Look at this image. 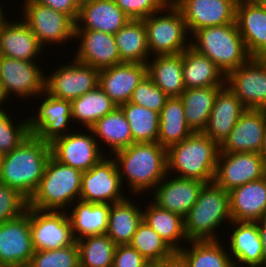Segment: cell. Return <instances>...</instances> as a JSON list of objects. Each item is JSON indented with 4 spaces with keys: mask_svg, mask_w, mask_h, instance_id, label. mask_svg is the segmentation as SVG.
I'll use <instances>...</instances> for the list:
<instances>
[{
    "mask_svg": "<svg viewBox=\"0 0 266 267\" xmlns=\"http://www.w3.org/2000/svg\"><path fill=\"white\" fill-rule=\"evenodd\" d=\"M259 155L262 159L264 166L266 167V127H265V132H264V137H263V144L259 152Z\"/></svg>",
    "mask_w": 266,
    "mask_h": 267,
    "instance_id": "cell-52",
    "label": "cell"
},
{
    "mask_svg": "<svg viewBox=\"0 0 266 267\" xmlns=\"http://www.w3.org/2000/svg\"><path fill=\"white\" fill-rule=\"evenodd\" d=\"M35 115L28 117L29 133L46 143L70 133L72 122L71 101L59 99L44 91ZM71 121V122H70Z\"/></svg>",
    "mask_w": 266,
    "mask_h": 267,
    "instance_id": "cell-14",
    "label": "cell"
},
{
    "mask_svg": "<svg viewBox=\"0 0 266 267\" xmlns=\"http://www.w3.org/2000/svg\"><path fill=\"white\" fill-rule=\"evenodd\" d=\"M5 102H7V99L5 98V95L3 94V91H2V88H1V85H0V111L8 110L6 107L4 108L2 106V105L5 104Z\"/></svg>",
    "mask_w": 266,
    "mask_h": 267,
    "instance_id": "cell-54",
    "label": "cell"
},
{
    "mask_svg": "<svg viewBox=\"0 0 266 267\" xmlns=\"http://www.w3.org/2000/svg\"><path fill=\"white\" fill-rule=\"evenodd\" d=\"M75 1L77 2V5H78L79 7H81V6L85 5V4H88V3L93 2V1H95V0H75Z\"/></svg>",
    "mask_w": 266,
    "mask_h": 267,
    "instance_id": "cell-55",
    "label": "cell"
},
{
    "mask_svg": "<svg viewBox=\"0 0 266 267\" xmlns=\"http://www.w3.org/2000/svg\"><path fill=\"white\" fill-rule=\"evenodd\" d=\"M33 254L27 207L21 216L0 223V267H27Z\"/></svg>",
    "mask_w": 266,
    "mask_h": 267,
    "instance_id": "cell-16",
    "label": "cell"
},
{
    "mask_svg": "<svg viewBox=\"0 0 266 267\" xmlns=\"http://www.w3.org/2000/svg\"><path fill=\"white\" fill-rule=\"evenodd\" d=\"M4 20L0 23V56L25 61H36L43 47L31 28L22 20Z\"/></svg>",
    "mask_w": 266,
    "mask_h": 267,
    "instance_id": "cell-23",
    "label": "cell"
},
{
    "mask_svg": "<svg viewBox=\"0 0 266 267\" xmlns=\"http://www.w3.org/2000/svg\"><path fill=\"white\" fill-rule=\"evenodd\" d=\"M245 110L246 108L240 99L225 85L218 92L207 125L202 133L220 146Z\"/></svg>",
    "mask_w": 266,
    "mask_h": 267,
    "instance_id": "cell-26",
    "label": "cell"
},
{
    "mask_svg": "<svg viewBox=\"0 0 266 267\" xmlns=\"http://www.w3.org/2000/svg\"><path fill=\"white\" fill-rule=\"evenodd\" d=\"M218 240L189 241L178 252L188 267H235L227 246Z\"/></svg>",
    "mask_w": 266,
    "mask_h": 267,
    "instance_id": "cell-39",
    "label": "cell"
},
{
    "mask_svg": "<svg viewBox=\"0 0 266 267\" xmlns=\"http://www.w3.org/2000/svg\"><path fill=\"white\" fill-rule=\"evenodd\" d=\"M117 105L99 87L71 101L73 125L90 129L100 118L113 111ZM80 123V124H79Z\"/></svg>",
    "mask_w": 266,
    "mask_h": 267,
    "instance_id": "cell-38",
    "label": "cell"
},
{
    "mask_svg": "<svg viewBox=\"0 0 266 267\" xmlns=\"http://www.w3.org/2000/svg\"><path fill=\"white\" fill-rule=\"evenodd\" d=\"M27 207L28 200L23 195L0 182V223L21 216Z\"/></svg>",
    "mask_w": 266,
    "mask_h": 267,
    "instance_id": "cell-46",
    "label": "cell"
},
{
    "mask_svg": "<svg viewBox=\"0 0 266 267\" xmlns=\"http://www.w3.org/2000/svg\"><path fill=\"white\" fill-rule=\"evenodd\" d=\"M50 157V144L30 134L17 148L4 154L0 182L29 200L39 186Z\"/></svg>",
    "mask_w": 266,
    "mask_h": 267,
    "instance_id": "cell-2",
    "label": "cell"
},
{
    "mask_svg": "<svg viewBox=\"0 0 266 267\" xmlns=\"http://www.w3.org/2000/svg\"><path fill=\"white\" fill-rule=\"evenodd\" d=\"M99 71L73 58L46 75L45 91L53 97L72 101L98 86Z\"/></svg>",
    "mask_w": 266,
    "mask_h": 267,
    "instance_id": "cell-11",
    "label": "cell"
},
{
    "mask_svg": "<svg viewBox=\"0 0 266 267\" xmlns=\"http://www.w3.org/2000/svg\"><path fill=\"white\" fill-rule=\"evenodd\" d=\"M3 157H4V154L0 152V176H1V171H2Z\"/></svg>",
    "mask_w": 266,
    "mask_h": 267,
    "instance_id": "cell-59",
    "label": "cell"
},
{
    "mask_svg": "<svg viewBox=\"0 0 266 267\" xmlns=\"http://www.w3.org/2000/svg\"><path fill=\"white\" fill-rule=\"evenodd\" d=\"M219 151L220 146L215 141L202 132H193L182 142L167 148V173L176 172L175 177L213 182Z\"/></svg>",
    "mask_w": 266,
    "mask_h": 267,
    "instance_id": "cell-3",
    "label": "cell"
},
{
    "mask_svg": "<svg viewBox=\"0 0 266 267\" xmlns=\"http://www.w3.org/2000/svg\"><path fill=\"white\" fill-rule=\"evenodd\" d=\"M37 4L49 6L55 11L62 12L68 15L74 22H76L80 7L75 0H30Z\"/></svg>",
    "mask_w": 266,
    "mask_h": 267,
    "instance_id": "cell-49",
    "label": "cell"
},
{
    "mask_svg": "<svg viewBox=\"0 0 266 267\" xmlns=\"http://www.w3.org/2000/svg\"><path fill=\"white\" fill-rule=\"evenodd\" d=\"M73 131L50 143L51 156L64 165L85 172L98 164L107 152L103 153L91 129H83L82 133L80 128L79 132Z\"/></svg>",
    "mask_w": 266,
    "mask_h": 267,
    "instance_id": "cell-12",
    "label": "cell"
},
{
    "mask_svg": "<svg viewBox=\"0 0 266 267\" xmlns=\"http://www.w3.org/2000/svg\"><path fill=\"white\" fill-rule=\"evenodd\" d=\"M169 176L167 173L153 189L152 202L158 207L177 213L184 218L197 201L205 182Z\"/></svg>",
    "mask_w": 266,
    "mask_h": 267,
    "instance_id": "cell-20",
    "label": "cell"
},
{
    "mask_svg": "<svg viewBox=\"0 0 266 267\" xmlns=\"http://www.w3.org/2000/svg\"><path fill=\"white\" fill-rule=\"evenodd\" d=\"M228 193L232 221L256 222L266 218V175Z\"/></svg>",
    "mask_w": 266,
    "mask_h": 267,
    "instance_id": "cell-27",
    "label": "cell"
},
{
    "mask_svg": "<svg viewBox=\"0 0 266 267\" xmlns=\"http://www.w3.org/2000/svg\"><path fill=\"white\" fill-rule=\"evenodd\" d=\"M27 267H80L78 245L34 251Z\"/></svg>",
    "mask_w": 266,
    "mask_h": 267,
    "instance_id": "cell-43",
    "label": "cell"
},
{
    "mask_svg": "<svg viewBox=\"0 0 266 267\" xmlns=\"http://www.w3.org/2000/svg\"><path fill=\"white\" fill-rule=\"evenodd\" d=\"M38 61H25L0 56V85L8 100L16 95L22 100L38 97L45 91V73ZM38 65V66H37ZM33 96V97H32ZM29 97V98H28Z\"/></svg>",
    "mask_w": 266,
    "mask_h": 267,
    "instance_id": "cell-9",
    "label": "cell"
},
{
    "mask_svg": "<svg viewBox=\"0 0 266 267\" xmlns=\"http://www.w3.org/2000/svg\"><path fill=\"white\" fill-rule=\"evenodd\" d=\"M236 24L251 57L266 58V8L238 0Z\"/></svg>",
    "mask_w": 266,
    "mask_h": 267,
    "instance_id": "cell-24",
    "label": "cell"
},
{
    "mask_svg": "<svg viewBox=\"0 0 266 267\" xmlns=\"http://www.w3.org/2000/svg\"><path fill=\"white\" fill-rule=\"evenodd\" d=\"M129 20L114 0H95L80 7L75 29H90L114 35Z\"/></svg>",
    "mask_w": 266,
    "mask_h": 267,
    "instance_id": "cell-28",
    "label": "cell"
},
{
    "mask_svg": "<svg viewBox=\"0 0 266 267\" xmlns=\"http://www.w3.org/2000/svg\"><path fill=\"white\" fill-rule=\"evenodd\" d=\"M110 156L104 157L98 164L83 172L79 200L112 204L126 198L121 192L126 186L121 183L117 162Z\"/></svg>",
    "mask_w": 266,
    "mask_h": 267,
    "instance_id": "cell-10",
    "label": "cell"
},
{
    "mask_svg": "<svg viewBox=\"0 0 266 267\" xmlns=\"http://www.w3.org/2000/svg\"><path fill=\"white\" fill-rule=\"evenodd\" d=\"M130 245L147 260H163L175 251L145 221L139 224Z\"/></svg>",
    "mask_w": 266,
    "mask_h": 267,
    "instance_id": "cell-42",
    "label": "cell"
},
{
    "mask_svg": "<svg viewBox=\"0 0 266 267\" xmlns=\"http://www.w3.org/2000/svg\"><path fill=\"white\" fill-rule=\"evenodd\" d=\"M122 62L146 64L151 56L143 20L130 19L114 34Z\"/></svg>",
    "mask_w": 266,
    "mask_h": 267,
    "instance_id": "cell-37",
    "label": "cell"
},
{
    "mask_svg": "<svg viewBox=\"0 0 266 267\" xmlns=\"http://www.w3.org/2000/svg\"><path fill=\"white\" fill-rule=\"evenodd\" d=\"M238 0H179L180 9L192 36L198 29L236 23Z\"/></svg>",
    "mask_w": 266,
    "mask_h": 267,
    "instance_id": "cell-18",
    "label": "cell"
},
{
    "mask_svg": "<svg viewBox=\"0 0 266 267\" xmlns=\"http://www.w3.org/2000/svg\"><path fill=\"white\" fill-rule=\"evenodd\" d=\"M266 127V110L246 109L236 122L228 137L220 145L219 152L259 153Z\"/></svg>",
    "mask_w": 266,
    "mask_h": 267,
    "instance_id": "cell-21",
    "label": "cell"
},
{
    "mask_svg": "<svg viewBox=\"0 0 266 267\" xmlns=\"http://www.w3.org/2000/svg\"><path fill=\"white\" fill-rule=\"evenodd\" d=\"M225 222H232L229 193L214 181L205 183L197 201L184 217L188 241L218 240L217 230L221 225L223 228Z\"/></svg>",
    "mask_w": 266,
    "mask_h": 267,
    "instance_id": "cell-4",
    "label": "cell"
},
{
    "mask_svg": "<svg viewBox=\"0 0 266 267\" xmlns=\"http://www.w3.org/2000/svg\"><path fill=\"white\" fill-rule=\"evenodd\" d=\"M7 110L0 111V152L9 153L30 135L28 118L15 123Z\"/></svg>",
    "mask_w": 266,
    "mask_h": 267,
    "instance_id": "cell-44",
    "label": "cell"
},
{
    "mask_svg": "<svg viewBox=\"0 0 266 267\" xmlns=\"http://www.w3.org/2000/svg\"><path fill=\"white\" fill-rule=\"evenodd\" d=\"M162 267H188V264L178 252H174L162 260Z\"/></svg>",
    "mask_w": 266,
    "mask_h": 267,
    "instance_id": "cell-50",
    "label": "cell"
},
{
    "mask_svg": "<svg viewBox=\"0 0 266 267\" xmlns=\"http://www.w3.org/2000/svg\"><path fill=\"white\" fill-rule=\"evenodd\" d=\"M82 175L80 170L51 156L38 188L28 200V207L42 211H68V207L79 200Z\"/></svg>",
    "mask_w": 266,
    "mask_h": 267,
    "instance_id": "cell-5",
    "label": "cell"
},
{
    "mask_svg": "<svg viewBox=\"0 0 266 267\" xmlns=\"http://www.w3.org/2000/svg\"><path fill=\"white\" fill-rule=\"evenodd\" d=\"M118 107L130 125L134 143L157 142L159 113L130 101Z\"/></svg>",
    "mask_w": 266,
    "mask_h": 267,
    "instance_id": "cell-40",
    "label": "cell"
},
{
    "mask_svg": "<svg viewBox=\"0 0 266 267\" xmlns=\"http://www.w3.org/2000/svg\"><path fill=\"white\" fill-rule=\"evenodd\" d=\"M71 207L73 209H68L67 214L76 241L106 233L110 204L89 203L78 200Z\"/></svg>",
    "mask_w": 266,
    "mask_h": 267,
    "instance_id": "cell-30",
    "label": "cell"
},
{
    "mask_svg": "<svg viewBox=\"0 0 266 267\" xmlns=\"http://www.w3.org/2000/svg\"><path fill=\"white\" fill-rule=\"evenodd\" d=\"M256 222L259 236L262 241L263 267H266V218Z\"/></svg>",
    "mask_w": 266,
    "mask_h": 267,
    "instance_id": "cell-51",
    "label": "cell"
},
{
    "mask_svg": "<svg viewBox=\"0 0 266 267\" xmlns=\"http://www.w3.org/2000/svg\"><path fill=\"white\" fill-rule=\"evenodd\" d=\"M140 206L130 201L128 196L110 204L106 234L116 245L130 244L134 233L143 220Z\"/></svg>",
    "mask_w": 266,
    "mask_h": 267,
    "instance_id": "cell-32",
    "label": "cell"
},
{
    "mask_svg": "<svg viewBox=\"0 0 266 267\" xmlns=\"http://www.w3.org/2000/svg\"><path fill=\"white\" fill-rule=\"evenodd\" d=\"M146 63L147 76L168 96L180 97L185 91L182 53L151 56Z\"/></svg>",
    "mask_w": 266,
    "mask_h": 267,
    "instance_id": "cell-31",
    "label": "cell"
},
{
    "mask_svg": "<svg viewBox=\"0 0 266 267\" xmlns=\"http://www.w3.org/2000/svg\"><path fill=\"white\" fill-rule=\"evenodd\" d=\"M30 229L34 251L59 249L76 242L67 211L30 207Z\"/></svg>",
    "mask_w": 266,
    "mask_h": 267,
    "instance_id": "cell-15",
    "label": "cell"
},
{
    "mask_svg": "<svg viewBox=\"0 0 266 267\" xmlns=\"http://www.w3.org/2000/svg\"><path fill=\"white\" fill-rule=\"evenodd\" d=\"M229 224L233 227L226 246L230 247L227 248L234 266L263 267L262 241L257 222L232 221Z\"/></svg>",
    "mask_w": 266,
    "mask_h": 267,
    "instance_id": "cell-25",
    "label": "cell"
},
{
    "mask_svg": "<svg viewBox=\"0 0 266 267\" xmlns=\"http://www.w3.org/2000/svg\"><path fill=\"white\" fill-rule=\"evenodd\" d=\"M226 86L246 109L266 110V58L251 57L226 75Z\"/></svg>",
    "mask_w": 266,
    "mask_h": 267,
    "instance_id": "cell-13",
    "label": "cell"
},
{
    "mask_svg": "<svg viewBox=\"0 0 266 267\" xmlns=\"http://www.w3.org/2000/svg\"><path fill=\"white\" fill-rule=\"evenodd\" d=\"M146 261L130 244L117 245L113 267H142Z\"/></svg>",
    "mask_w": 266,
    "mask_h": 267,
    "instance_id": "cell-48",
    "label": "cell"
},
{
    "mask_svg": "<svg viewBox=\"0 0 266 267\" xmlns=\"http://www.w3.org/2000/svg\"><path fill=\"white\" fill-rule=\"evenodd\" d=\"M90 129L99 146L104 148L100 144L102 142L109 147L112 154L134 143L130 125L118 106L100 118Z\"/></svg>",
    "mask_w": 266,
    "mask_h": 267,
    "instance_id": "cell-35",
    "label": "cell"
},
{
    "mask_svg": "<svg viewBox=\"0 0 266 267\" xmlns=\"http://www.w3.org/2000/svg\"><path fill=\"white\" fill-rule=\"evenodd\" d=\"M265 175L266 167L257 152L218 154L214 182L227 192Z\"/></svg>",
    "mask_w": 266,
    "mask_h": 267,
    "instance_id": "cell-17",
    "label": "cell"
},
{
    "mask_svg": "<svg viewBox=\"0 0 266 267\" xmlns=\"http://www.w3.org/2000/svg\"><path fill=\"white\" fill-rule=\"evenodd\" d=\"M21 5L20 18L31 28L43 47L73 42L75 22L68 15L30 0H24Z\"/></svg>",
    "mask_w": 266,
    "mask_h": 267,
    "instance_id": "cell-8",
    "label": "cell"
},
{
    "mask_svg": "<svg viewBox=\"0 0 266 267\" xmlns=\"http://www.w3.org/2000/svg\"><path fill=\"white\" fill-rule=\"evenodd\" d=\"M253 3L257 4L258 6L266 8V0H251Z\"/></svg>",
    "mask_w": 266,
    "mask_h": 267,
    "instance_id": "cell-56",
    "label": "cell"
},
{
    "mask_svg": "<svg viewBox=\"0 0 266 267\" xmlns=\"http://www.w3.org/2000/svg\"><path fill=\"white\" fill-rule=\"evenodd\" d=\"M146 75V64L122 62L101 69L98 86L120 106L131 100L134 89Z\"/></svg>",
    "mask_w": 266,
    "mask_h": 267,
    "instance_id": "cell-22",
    "label": "cell"
},
{
    "mask_svg": "<svg viewBox=\"0 0 266 267\" xmlns=\"http://www.w3.org/2000/svg\"><path fill=\"white\" fill-rule=\"evenodd\" d=\"M143 21L152 56L180 54L191 46L186 22L176 5H166Z\"/></svg>",
    "mask_w": 266,
    "mask_h": 267,
    "instance_id": "cell-7",
    "label": "cell"
},
{
    "mask_svg": "<svg viewBox=\"0 0 266 267\" xmlns=\"http://www.w3.org/2000/svg\"><path fill=\"white\" fill-rule=\"evenodd\" d=\"M223 87L185 89L180 96L184 104L186 122L193 132H202L205 129L218 92Z\"/></svg>",
    "mask_w": 266,
    "mask_h": 267,
    "instance_id": "cell-36",
    "label": "cell"
},
{
    "mask_svg": "<svg viewBox=\"0 0 266 267\" xmlns=\"http://www.w3.org/2000/svg\"><path fill=\"white\" fill-rule=\"evenodd\" d=\"M182 71L185 89L226 85L224 72L191 46L182 52Z\"/></svg>",
    "mask_w": 266,
    "mask_h": 267,
    "instance_id": "cell-29",
    "label": "cell"
},
{
    "mask_svg": "<svg viewBox=\"0 0 266 267\" xmlns=\"http://www.w3.org/2000/svg\"><path fill=\"white\" fill-rule=\"evenodd\" d=\"M193 131L185 119V109L180 97H168L159 113V132L157 142L166 149L182 142Z\"/></svg>",
    "mask_w": 266,
    "mask_h": 267,
    "instance_id": "cell-34",
    "label": "cell"
},
{
    "mask_svg": "<svg viewBox=\"0 0 266 267\" xmlns=\"http://www.w3.org/2000/svg\"><path fill=\"white\" fill-rule=\"evenodd\" d=\"M116 5L130 18L143 20L162 10L167 4L164 0H114Z\"/></svg>",
    "mask_w": 266,
    "mask_h": 267,
    "instance_id": "cell-47",
    "label": "cell"
},
{
    "mask_svg": "<svg viewBox=\"0 0 266 267\" xmlns=\"http://www.w3.org/2000/svg\"><path fill=\"white\" fill-rule=\"evenodd\" d=\"M1 2V0H0ZM5 9H3V6L0 4V21L6 20V17L4 15L5 12H3Z\"/></svg>",
    "mask_w": 266,
    "mask_h": 267,
    "instance_id": "cell-57",
    "label": "cell"
},
{
    "mask_svg": "<svg viewBox=\"0 0 266 267\" xmlns=\"http://www.w3.org/2000/svg\"><path fill=\"white\" fill-rule=\"evenodd\" d=\"M80 267H113L117 245L105 233L76 241Z\"/></svg>",
    "mask_w": 266,
    "mask_h": 267,
    "instance_id": "cell-41",
    "label": "cell"
},
{
    "mask_svg": "<svg viewBox=\"0 0 266 267\" xmlns=\"http://www.w3.org/2000/svg\"><path fill=\"white\" fill-rule=\"evenodd\" d=\"M142 267H162V260H147Z\"/></svg>",
    "mask_w": 266,
    "mask_h": 267,
    "instance_id": "cell-53",
    "label": "cell"
},
{
    "mask_svg": "<svg viewBox=\"0 0 266 267\" xmlns=\"http://www.w3.org/2000/svg\"><path fill=\"white\" fill-rule=\"evenodd\" d=\"M150 202V203H149ZM148 207H143V221H145L153 230H155L162 239L175 251L179 252L183 248L181 242L185 244L188 239L185 235L184 218L172 211L162 209L154 204L151 200Z\"/></svg>",
    "mask_w": 266,
    "mask_h": 267,
    "instance_id": "cell-33",
    "label": "cell"
},
{
    "mask_svg": "<svg viewBox=\"0 0 266 267\" xmlns=\"http://www.w3.org/2000/svg\"><path fill=\"white\" fill-rule=\"evenodd\" d=\"M168 96L146 75L134 89L130 102L160 113Z\"/></svg>",
    "mask_w": 266,
    "mask_h": 267,
    "instance_id": "cell-45",
    "label": "cell"
},
{
    "mask_svg": "<svg viewBox=\"0 0 266 267\" xmlns=\"http://www.w3.org/2000/svg\"><path fill=\"white\" fill-rule=\"evenodd\" d=\"M179 0H164L167 5H175Z\"/></svg>",
    "mask_w": 266,
    "mask_h": 267,
    "instance_id": "cell-58",
    "label": "cell"
},
{
    "mask_svg": "<svg viewBox=\"0 0 266 267\" xmlns=\"http://www.w3.org/2000/svg\"><path fill=\"white\" fill-rule=\"evenodd\" d=\"M111 156L117 162L122 185L126 178L127 190L136 197L149 194L167 174V149L158 142L132 143Z\"/></svg>",
    "mask_w": 266,
    "mask_h": 267,
    "instance_id": "cell-1",
    "label": "cell"
},
{
    "mask_svg": "<svg viewBox=\"0 0 266 267\" xmlns=\"http://www.w3.org/2000/svg\"><path fill=\"white\" fill-rule=\"evenodd\" d=\"M74 39L80 42L74 54L76 61L99 70L122 63L113 34L90 29H75Z\"/></svg>",
    "mask_w": 266,
    "mask_h": 267,
    "instance_id": "cell-19",
    "label": "cell"
},
{
    "mask_svg": "<svg viewBox=\"0 0 266 267\" xmlns=\"http://www.w3.org/2000/svg\"><path fill=\"white\" fill-rule=\"evenodd\" d=\"M191 38V47L208 57L225 75L251 58L236 23L201 28Z\"/></svg>",
    "mask_w": 266,
    "mask_h": 267,
    "instance_id": "cell-6",
    "label": "cell"
}]
</instances>
